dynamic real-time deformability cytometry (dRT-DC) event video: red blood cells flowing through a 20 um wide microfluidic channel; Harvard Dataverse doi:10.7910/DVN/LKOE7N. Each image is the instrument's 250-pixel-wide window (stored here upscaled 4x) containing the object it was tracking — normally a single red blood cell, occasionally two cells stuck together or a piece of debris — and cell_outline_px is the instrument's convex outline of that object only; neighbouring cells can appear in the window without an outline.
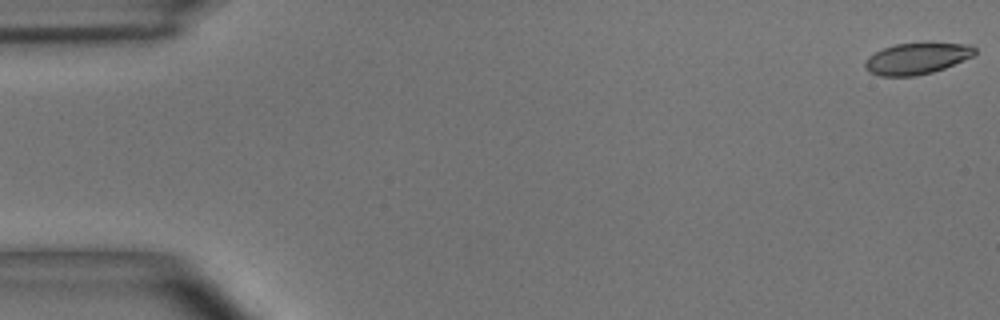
{"species": "common noctule bat (a hibernating species)", "species_latin": "Nyctalus noctula", "temperature_condition": "room temperature", "stored_images_in_passage": 13, "camera_frame_rate_fps": 3000, "um_per_image_px": 0.085, "animal": {"sex": "male", "body_mass_g": 15.6}, "frame": {"image": 1, "passage_image": 1, "time_ms": 0.0, "image_size_px": [1000, 320], "cell_outline_px": [[976, 52], [972, 56], [944, 68], [932, 72], [916, 76], [880, 76], [868, 72], [864, 68], [864, 60], [868, 56], [884, 48], [896, 44], [972, 44], [976, 48]], "centroid_in_image_um": [77.88, 4.99], "position_along_channel_um": 7.1, "area_um2": 19.77}}